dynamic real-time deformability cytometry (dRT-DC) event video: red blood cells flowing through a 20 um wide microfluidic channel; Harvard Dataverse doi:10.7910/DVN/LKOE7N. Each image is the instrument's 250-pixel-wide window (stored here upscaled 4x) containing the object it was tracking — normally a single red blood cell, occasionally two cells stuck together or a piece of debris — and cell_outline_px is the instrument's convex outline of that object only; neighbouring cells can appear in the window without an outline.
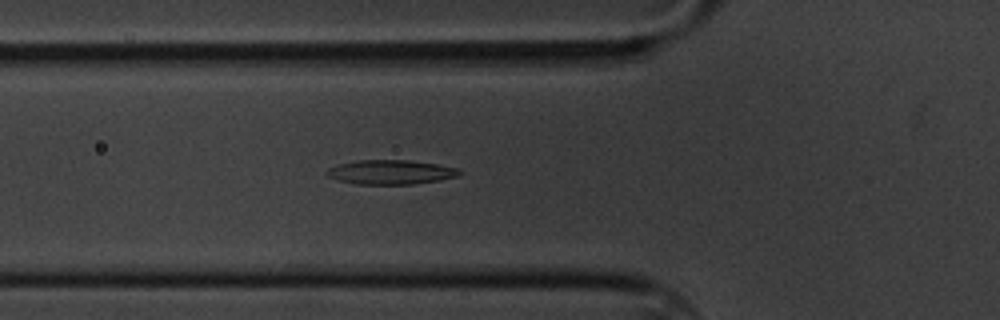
{"species": "common noctule bat (a hibernating species)", "species_latin": "Nyctalus noctula", "temperature_condition": "cold", "stored_images_in_passage": 57, "camera_frame_rate_fps": 3000, "um_per_image_px": 0.085, "animal": {"sex": "male", "body_mass_g": 20.1, "forearm_length_mm": 53.5}, "frame": {"image": 1, "passage_image": 18, "time_ms": 5.667, "image_size_px": [1000, 320], "cell_outline_px": [[464, 172], [460, 176], [440, 180], [412, 184], [356, 184], [336, 180], [328, 176], [324, 172], [328, 168], [340, 164], [360, 160], [408, 160], [436, 164], [456, 168]], "centroid_in_image_um": [33.22, 14.64], "position_along_channel_um": 92.6, "area_um2": 18.84}}
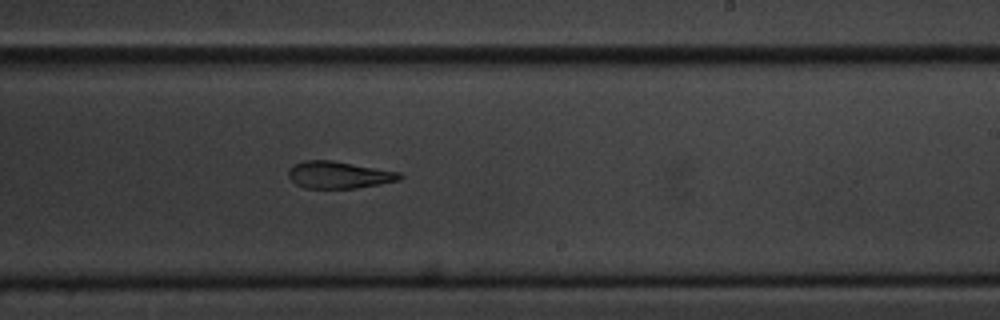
{"frame": {"image": 2, "passage_image": 33, "time_ms": 10.667, "image_size_px": [1000, 320], "cell_outline_px": [[404, 176], [400, 180], [380, 184], [356, 188], [304, 188], [296, 184], [288, 176], [288, 172], [296, 164], [304, 160], [332, 160], [400, 172]], "centroid_in_image_um": [28.84, 14.87], "position_along_channel_um": 260.2, "area_um2": 17.46}}
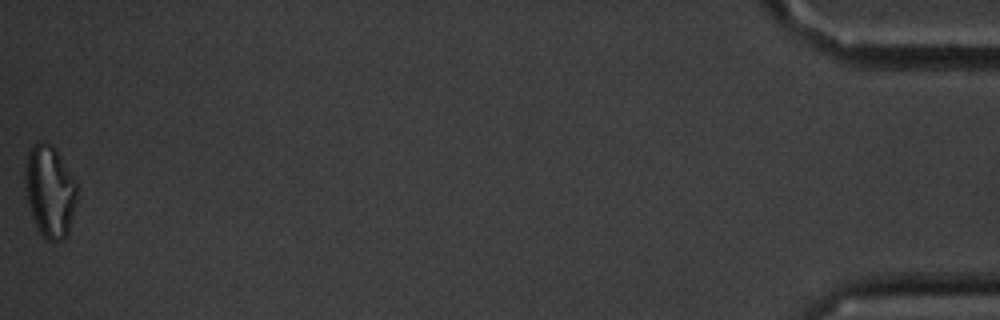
{"frame": {"image": 3, "passage_image": 57, "time_ms": 18.667, "image_size_px": [1000, 320], "cell_outline_px": [[76, 200], [68, 232], [64, 240], [44, 240], [36, 228], [28, 204], [24, 184], [24, 168], [28, 152], [40, 140], [44, 140], [52, 144], [72, 176], [76, 184]], "centroid_in_image_um": [4.19, 16.27], "position_along_channel_um": 431.0, "area_um2": 27.74}, "authors_computed_cell_mechanics": {"area_um2": 18.8428, "velocity_mm_per_s": 3.3401, "shape_relaxation_time_tau1_ms": null, "shape_relaxation_time_tau2_ms": 5.5332, "deformation_change_tau1": null, "deformation_change_tau2": 0.1598}}